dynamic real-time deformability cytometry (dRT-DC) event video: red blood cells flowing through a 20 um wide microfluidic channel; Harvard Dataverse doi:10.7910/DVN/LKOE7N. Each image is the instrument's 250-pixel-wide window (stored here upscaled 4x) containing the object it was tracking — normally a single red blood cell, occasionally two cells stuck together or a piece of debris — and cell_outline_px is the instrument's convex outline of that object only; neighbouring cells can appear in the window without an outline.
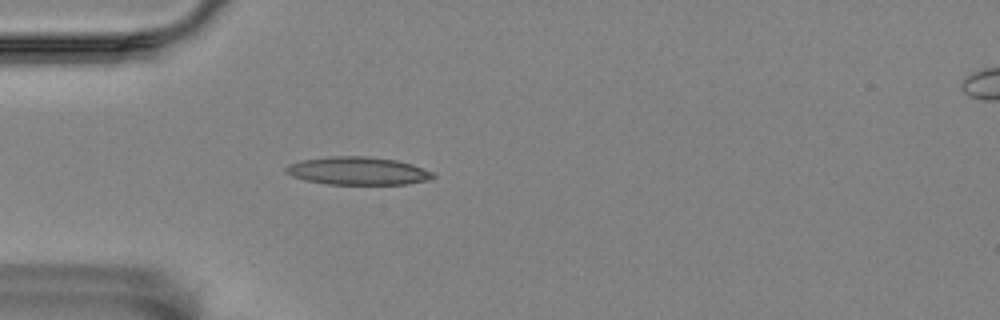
{"species": "Egyptian fruit bat (a non-hibernating species)", "species_latin": "Rousettus aegyptiacus", "temperature_condition": "room temperature", "stored_images_in_passage": 30, "camera_frame_rate_fps": 3000, "um_per_image_px": 0.085, "animal": {"sex": "female"}, "frame": {"image": 1, "passage_image": 1, "time_ms": 0.0, "image_size_px": [1000, 320], "cell_outline_px": [[436, 176], [432, 180], [408, 184], [328, 184], [304, 180], [292, 176], [284, 172], [284, 168], [288, 164], [300, 160], [328, 156], [368, 156], [396, 160], [412, 164], [436, 172]], "centroid_in_image_um": [30.44, 14.52], "position_along_channel_um": 54.6, "area_um2": 24.39}}
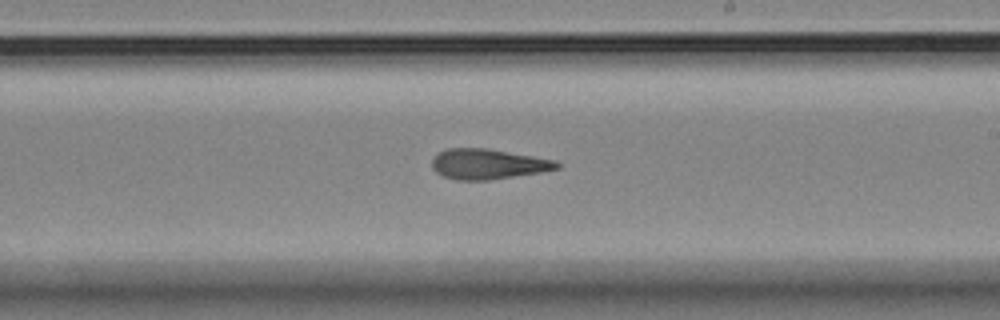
{"frame": {"image": 2, "passage_image": 18, "time_ms": 5.667, "image_size_px": [1000, 320], "cell_outline_px": [[560, 168], [540, 172], [488, 180], [456, 180], [444, 176], [436, 172], [432, 168], [432, 160], [440, 152], [448, 148], [484, 148], [556, 160], [560, 164]], "centroid_in_image_um": [41.47, 13.95], "position_along_channel_um": 247.5, "area_um2": 21.73}}
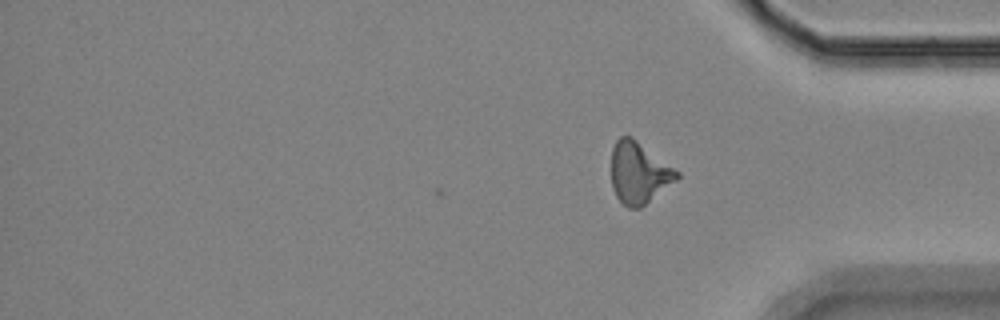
{"frame": {"image": 3, "passage_image": 30, "time_ms": 9.667, "image_size_px": [1000, 320], "cell_outline_px": [[680, 176], [676, 180], [640, 208], [628, 208], [616, 196], [612, 188], [612, 148], [616, 140], [620, 136], [632, 136], [680, 172]], "centroid_in_image_um": [54.3, 14.67], "position_along_channel_um": 380.9, "area_um2": 23.35}, "authors_computed_cell_mechanics": {"area_um2": 22.1085, "velocity_mm_per_s": 3.5153, "shape_relaxation_time_tau1_ms": 8.5101, "shape_relaxation_time_tau2_ms": 2.5295, "deformation_change_tau1": 0.2337, "deformation_change_tau2": 0.1309}}